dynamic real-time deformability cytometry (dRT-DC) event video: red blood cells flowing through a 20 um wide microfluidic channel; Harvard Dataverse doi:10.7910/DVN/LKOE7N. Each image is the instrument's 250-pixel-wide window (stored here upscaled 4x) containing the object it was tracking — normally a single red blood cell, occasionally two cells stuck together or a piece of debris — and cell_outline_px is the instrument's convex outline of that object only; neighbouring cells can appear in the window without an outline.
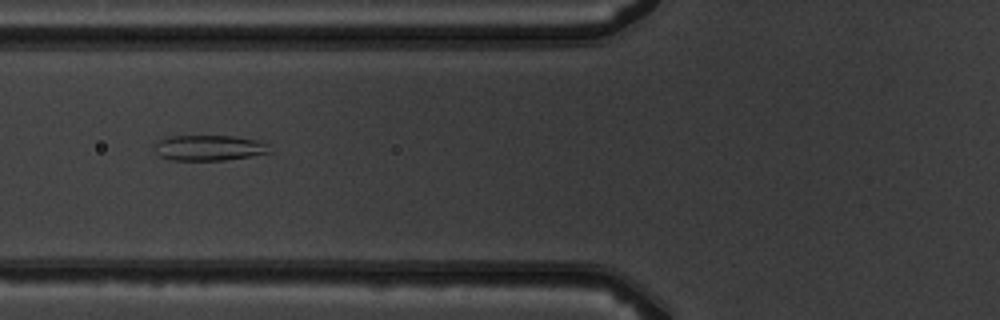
{"species": "common noctule bat (a hibernating species)", "species_latin": "Nyctalus noctula", "temperature_condition": "warm", "stored_images_in_passage": 9, "camera_frame_rate_fps": 3000, "um_per_image_px": 0.085, "animal": {"sex": "male", "body_mass_g": 19.5, "forearm_length_mm": 54.6}, "frame": {"image": 1, "passage_image": 6, "time_ms": 6.667, "image_size_px": [1000, 320], "cell_outline_px": [[272, 152], [252, 156], [224, 160], [172, 160], [160, 156], [152, 148], [152, 144], [168, 136], [232, 136], [256, 140], [268, 144]], "centroid_in_image_um": [17.74, 12.57], "position_along_channel_um": 108.1, "area_um2": 17.22}}
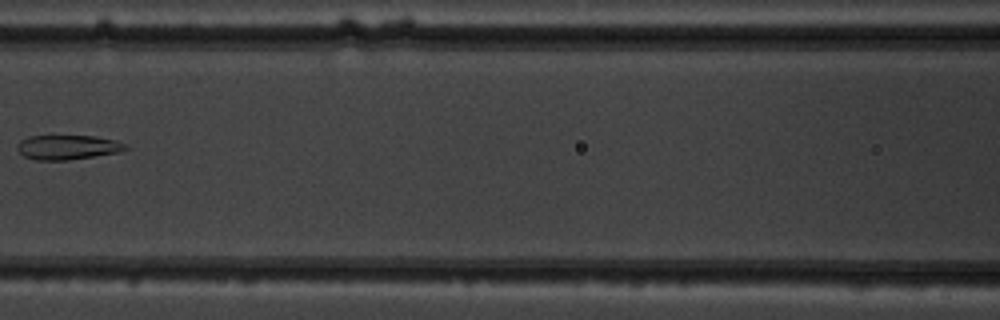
{"frame": {"image": 2, "passage_image": 7, "time_ms": 8.0, "image_size_px": [1000, 320], "cell_outline_px": [[128, 148], [120, 152], [68, 160], [36, 160], [24, 156], [16, 148], [16, 144], [20, 140], [28, 136], [96, 136], [116, 140], [128, 144]], "centroid_in_image_um": [5.76, 12.51], "position_along_channel_um": 160.8, "area_um2": 15.61}}
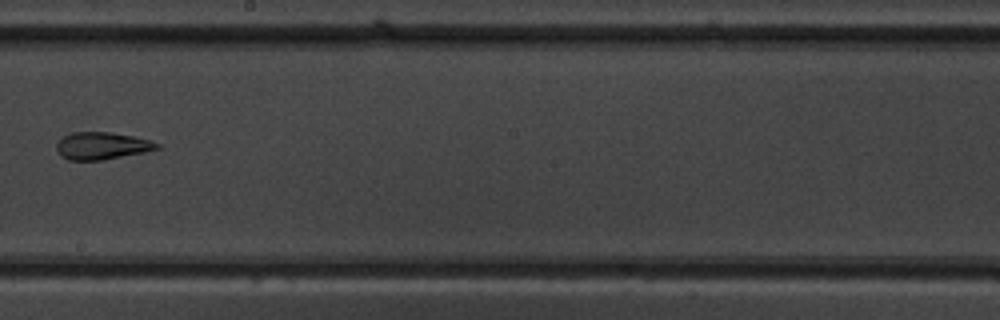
{"frame": {"image": 3, "passage_image": 9, "time_ms": 10.0, "image_size_px": [1000, 320], "cell_outline_px": [[160, 148], [144, 152], [100, 160], [68, 160], [60, 156], [56, 148], [56, 144], [64, 136], [72, 132], [108, 132], [132, 136], [148, 140], [160, 144]], "centroid_in_image_um": [8.62, 12.39], "position_along_channel_um": 239.6, "area_um2": 15.78}}